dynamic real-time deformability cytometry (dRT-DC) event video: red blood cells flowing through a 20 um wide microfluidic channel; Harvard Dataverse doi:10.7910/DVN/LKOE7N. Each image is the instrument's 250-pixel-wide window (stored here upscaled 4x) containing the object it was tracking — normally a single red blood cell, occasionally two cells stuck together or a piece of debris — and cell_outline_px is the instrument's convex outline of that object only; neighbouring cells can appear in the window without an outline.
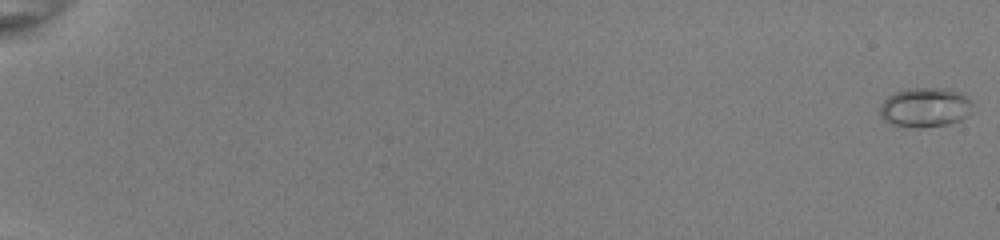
{"species": "common noctule bat (a hibernating species)", "species_latin": "Nyctalus noctula", "temperature_condition": "room temperature", "stored_images_in_passage": 19, "camera_frame_rate_fps": 3000, "um_per_image_px": 0.085, "animal": {"sex": "female", "body_mass_g": 22.0, "forearm_length_mm": 56.7}, "frame": {"image": 1, "passage_image": 1, "time_ms": 0.0, "image_size_px": [1000, 240], "cell_outline_px": [[972, 112], [968, 116], [960, 120], [948, 124], [916, 128], [908, 128], [892, 124], [884, 120], [880, 112], [880, 104], [888, 96], [896, 92], [908, 88], [944, 88], [960, 92], [968, 96], [972, 100]], "centroid_in_image_um": [78.66, 9.13], "position_along_channel_um": 6.3, "area_um2": 21.62}}
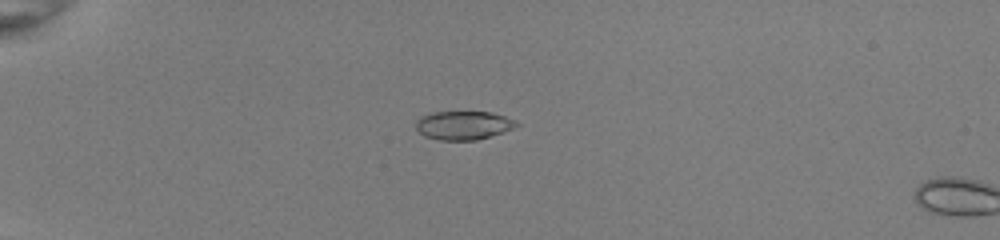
{"frame": {"image": 2, "passage_image": 17, "time_ms": 5.333, "image_size_px": [1000, 240], "cell_outline_px": [[520, 124], [512, 128], [476, 140], [440, 140], [424, 136], [416, 128], [416, 120], [420, 116], [432, 112], [492, 112], [504, 116]], "centroid_in_image_um": [39.32, 10.64], "position_along_channel_um": 45.7, "area_um2": 16.53}}